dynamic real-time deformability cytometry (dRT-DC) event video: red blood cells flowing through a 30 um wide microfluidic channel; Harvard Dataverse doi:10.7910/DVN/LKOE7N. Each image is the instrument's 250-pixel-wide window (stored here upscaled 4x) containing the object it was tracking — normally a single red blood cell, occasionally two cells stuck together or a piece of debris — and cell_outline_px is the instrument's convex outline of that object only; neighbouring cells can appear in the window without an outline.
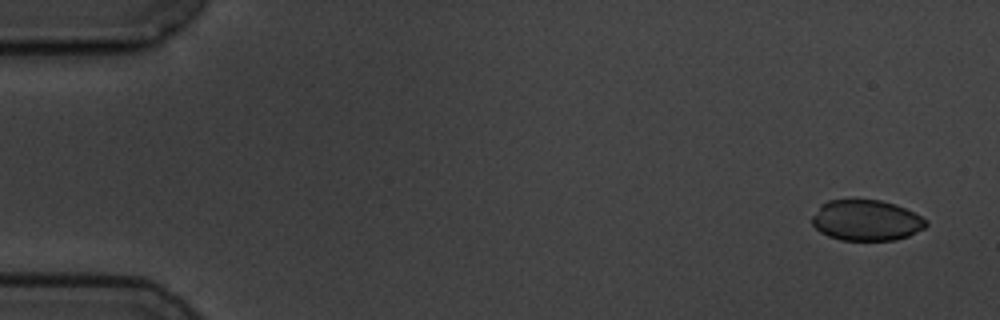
{"species": "common noctule bat (a hibernating species)", "species_latin": "Nyctalus noctula", "temperature_condition": "cold", "stored_images_in_passage": 6, "segment_of_instrument_passage": [2, 2], "camera_frame_rate_fps": 3000, "um_per_image_px": 0.085, "animal": {"sex": "male", "body_mass_g": 19.5, "forearm_length_mm": 54.6}, "frame": {"image": 1, "passage_image": 6, "time_ms": 6.333, "image_size_px": [1000, 320], "cell_outline_px": [[928, 224], [924, 228], [908, 236], [896, 240], [840, 240], [828, 236], [820, 232], [812, 224], [812, 216], [820, 204], [828, 200], [880, 200], [896, 204], [928, 220]], "centroid_in_image_um": [73.62, 18.73], "position_along_channel_um": 11.4, "area_um2": 27.11}}